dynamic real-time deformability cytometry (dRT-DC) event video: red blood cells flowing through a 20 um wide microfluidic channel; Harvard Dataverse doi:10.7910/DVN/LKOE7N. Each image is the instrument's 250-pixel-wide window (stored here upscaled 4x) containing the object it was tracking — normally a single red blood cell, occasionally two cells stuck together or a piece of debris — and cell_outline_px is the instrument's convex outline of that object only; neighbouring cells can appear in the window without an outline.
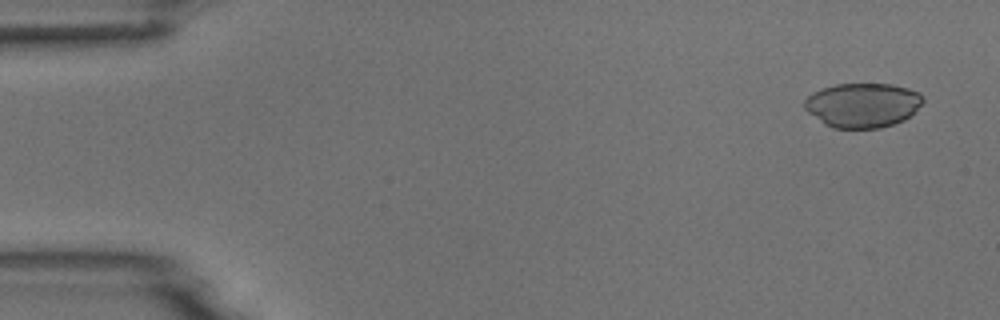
{"species": "common noctule bat (a hibernating species)", "species_latin": "Nyctalus noctula", "temperature_condition": "room temperature", "stored_images_in_passage": 5, "camera_frame_rate_fps": 3000, "um_per_image_px": 0.085, "animal": {"sex": "male", "body_mass_g": 18.8}, "frame": {"image": 1, "passage_image": 1, "time_ms": 0.0, "image_size_px": [1000, 320], "cell_outline_px": [[924, 100], [904, 120], [880, 128], [832, 128], [824, 124], [808, 112], [804, 108], [804, 100], [812, 92], [836, 84], [892, 84], [908, 88], [920, 92], [924, 96]], "centroid_in_image_um": [73.31, 8.93], "position_along_channel_um": 11.7, "area_um2": 30.63}}